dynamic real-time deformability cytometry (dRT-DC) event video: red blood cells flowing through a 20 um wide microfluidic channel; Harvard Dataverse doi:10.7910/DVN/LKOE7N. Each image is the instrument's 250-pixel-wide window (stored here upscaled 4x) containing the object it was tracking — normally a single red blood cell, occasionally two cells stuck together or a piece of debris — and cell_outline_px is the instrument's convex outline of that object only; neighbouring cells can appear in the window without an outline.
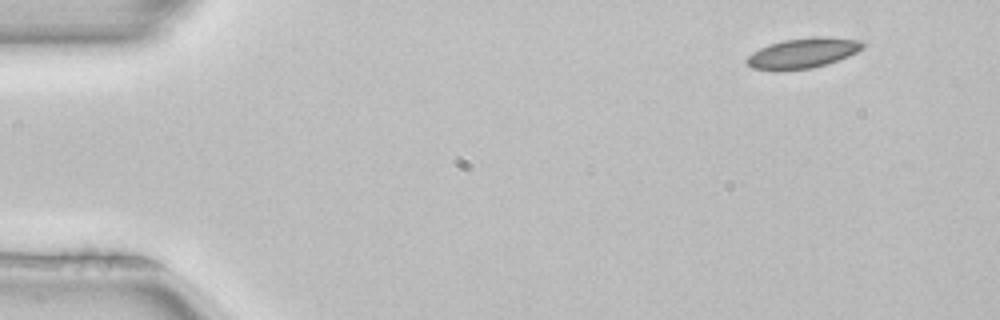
{"species": "common noctule bat (a hibernating species)", "species_latin": "Nyctalus noctula", "temperature_condition": "room temperature", "stored_images_in_passage": 3, "camera_frame_rate_fps": 3000, "um_per_image_px": 0.085, "animal": {"sex": "female", "body_mass_g": 22.7, "forearm_length_mm": 54.2}, "frame": {"image": 1, "passage_image": 1, "time_ms": 0.0, "image_size_px": [1000, 320], "cell_outline_px": [[864, 48], [848, 56], [812, 68], [776, 72], [752, 68], [744, 60], [752, 52], [768, 44], [784, 40], [816, 36], [824, 36], [860, 40], [864, 44]], "centroid_in_image_um": [68.19, 4.52], "position_along_channel_um": 16.8, "area_um2": 20.58}}
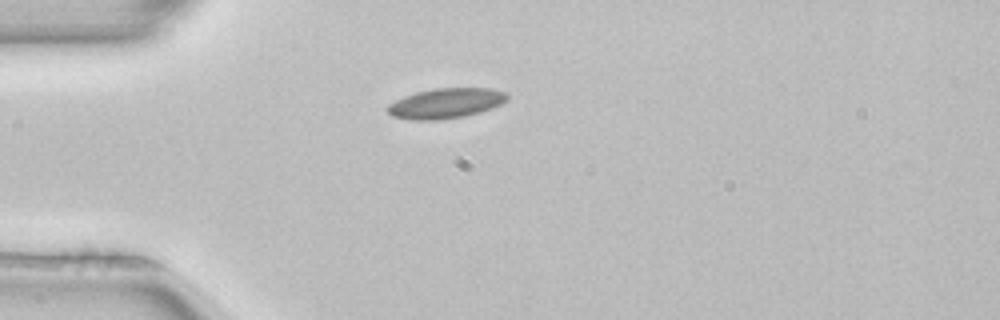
{"frame": {"image": 2, "passage_image": 3, "time_ms": 0.667, "image_size_px": [1000, 320], "cell_outline_px": [[508, 100], [492, 108], [480, 112], [464, 116], [440, 120], [412, 120], [392, 116], [384, 108], [388, 104], [404, 96], [416, 92], [432, 88], [492, 88], [508, 92]], "centroid_in_image_um": [37.89, 8.77], "position_along_channel_um": 47.1, "area_um2": 21.27}}